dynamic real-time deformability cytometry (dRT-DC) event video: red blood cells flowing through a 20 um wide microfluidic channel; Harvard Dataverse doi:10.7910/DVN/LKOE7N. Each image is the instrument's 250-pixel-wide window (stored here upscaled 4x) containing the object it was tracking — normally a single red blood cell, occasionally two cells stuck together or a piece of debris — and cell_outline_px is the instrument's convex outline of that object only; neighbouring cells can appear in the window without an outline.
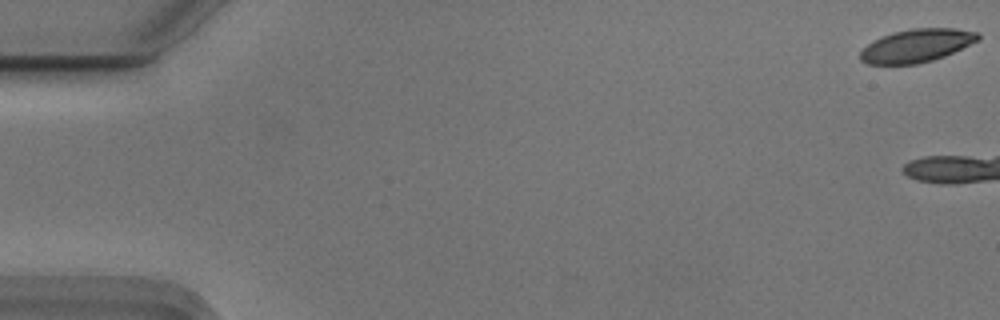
{"species": "Egyptian fruit bat (a non-hibernating species)", "species_latin": "Rousettus aegyptiacus", "temperature_condition": "cold", "stored_images_in_passage": 6, "camera_frame_rate_fps": 3000, "um_per_image_px": 0.085, "animal": {"sex": "male"}, "frame": {"image": 1, "passage_image": 1, "time_ms": 0.0, "image_size_px": [1000, 320], "cell_outline_px": [[980, 40], [944, 56], [932, 60], [916, 64], [868, 64], [860, 60], [860, 52], [868, 44], [880, 36], [892, 32], [912, 28], [956, 28], [980, 32]], "centroid_in_image_um": [77.93, 3.86], "position_along_channel_um": 7.1, "area_um2": 22.83}}